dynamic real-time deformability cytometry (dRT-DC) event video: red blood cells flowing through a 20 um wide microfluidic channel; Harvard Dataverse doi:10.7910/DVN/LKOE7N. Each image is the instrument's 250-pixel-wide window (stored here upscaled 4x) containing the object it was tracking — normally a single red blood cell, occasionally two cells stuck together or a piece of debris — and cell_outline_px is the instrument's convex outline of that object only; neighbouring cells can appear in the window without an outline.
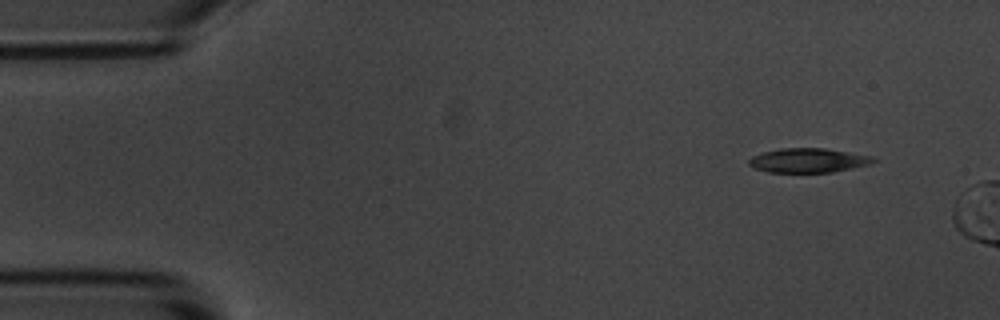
{"species": "common noctule bat (a hibernating species)", "species_latin": "Nyctalus noctula", "temperature_condition": "room temperature", "stored_images_in_passage": 2, "segment_of_instrument_passage": [1, 2], "camera_frame_rate_fps": 3000, "um_per_image_px": 0.085, "animal": {"sex": "male", "body_mass_g": 20.1, "forearm_length_mm": 53.5}, "frame": {"image": 1, "passage_image": 1, "time_ms": 0.0, "image_size_px": [1000, 320], "cell_outline_px": [[876, 160], [872, 164], [832, 172], [768, 172], [756, 168], [748, 164], [748, 160], [752, 156], [764, 152], [780, 148], [824, 148], [872, 156]], "centroid_in_image_um": [68.71, 13.63], "position_along_channel_um": 16.3, "area_um2": 17.51}}